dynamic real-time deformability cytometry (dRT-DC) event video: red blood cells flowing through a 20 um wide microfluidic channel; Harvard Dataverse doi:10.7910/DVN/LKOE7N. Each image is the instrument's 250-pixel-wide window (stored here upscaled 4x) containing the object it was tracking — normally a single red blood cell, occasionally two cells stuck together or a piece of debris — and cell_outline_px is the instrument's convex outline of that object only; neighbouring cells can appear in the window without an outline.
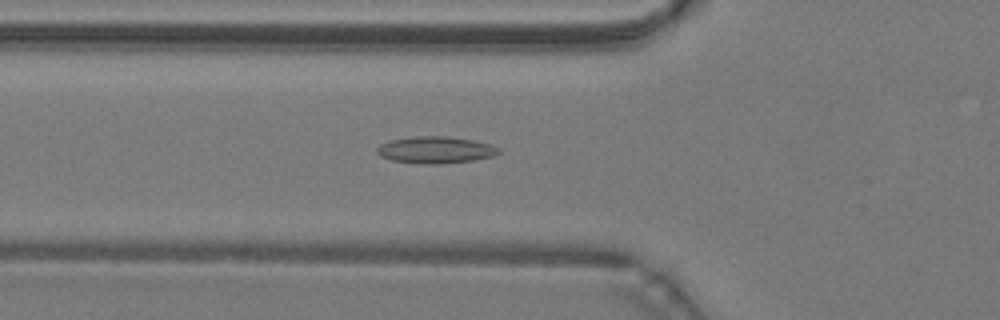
{"species": "common noctule bat (a hibernating species)", "species_latin": "Nyctalus noctula", "temperature_condition": "warm", "stored_images_in_passage": 48, "camera_frame_rate_fps": 3000, "um_per_image_px": 0.085, "animal": {"sex": "male", "body_mass_g": 19.2, "forearm_length_mm": 51.8}, "frame": {"image": 1, "passage_image": 17, "time_ms": 5.333, "image_size_px": [1000, 320], "cell_outline_px": [[500, 152], [492, 156], [472, 160], [440, 164], [428, 164], [392, 160], [380, 156], [376, 152], [376, 148], [380, 144], [392, 140], [412, 136], [448, 136], [472, 140], [492, 144], [500, 148]], "centroid_in_image_um": [37.02, 12.73], "position_along_channel_um": 88.8, "area_um2": 18.96}}
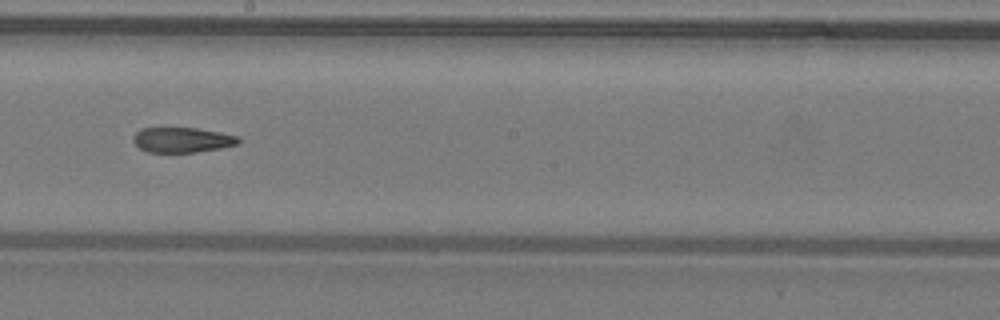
{"frame": {"image": 2, "passage_image": 27, "time_ms": 8.667, "image_size_px": [1000, 320], "cell_outline_px": [[240, 140], [236, 144], [220, 148], [196, 152], [148, 152], [140, 148], [132, 140], [132, 136], [140, 128], [196, 128], [220, 132], [240, 136]], "centroid_in_image_um": [15.47, 11.88], "position_along_channel_um": 232.7, "area_um2": 15.37}}
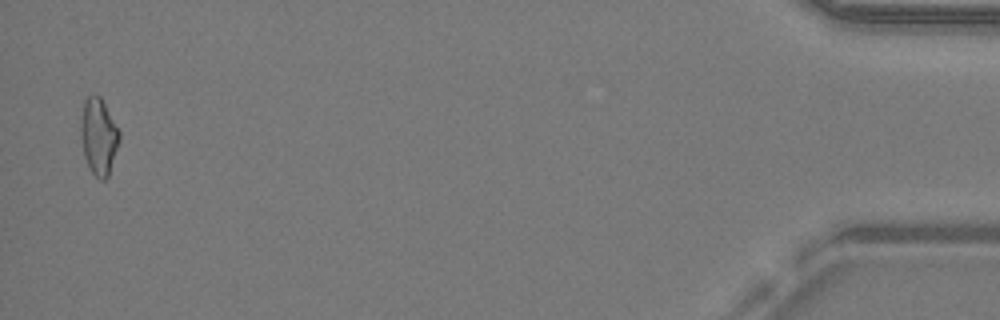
{"frame": {"image": 3, "passage_image": 47, "time_ms": 15.333, "image_size_px": [1000, 320], "cell_outline_px": [[120, 140], [108, 176], [104, 180], [100, 180], [92, 172], [84, 156], [80, 136], [80, 120], [84, 100], [88, 96], [100, 96], [120, 132]], "centroid_in_image_um": [8.37, 11.6], "position_along_channel_um": 426.8, "area_um2": 17.11}, "authors_computed_cell_mechanics": {"area_um2": 16.9932, "velocity_mm_per_s": 4.2922, "shape_relaxation_time_tau1_ms": null, "shape_relaxation_time_tau2_ms": 5.0395, "deformation_change_tau1": null, "deformation_change_tau2": 0.1568}}